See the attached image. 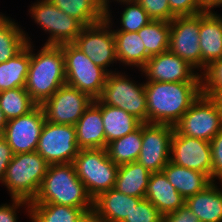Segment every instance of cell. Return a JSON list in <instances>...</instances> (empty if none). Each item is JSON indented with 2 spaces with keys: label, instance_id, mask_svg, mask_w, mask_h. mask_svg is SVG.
I'll use <instances>...</instances> for the list:
<instances>
[{
  "label": "cell",
  "instance_id": "29",
  "mask_svg": "<svg viewBox=\"0 0 222 222\" xmlns=\"http://www.w3.org/2000/svg\"><path fill=\"white\" fill-rule=\"evenodd\" d=\"M61 11L79 20L84 26L94 25L105 19L102 0H50Z\"/></svg>",
  "mask_w": 222,
  "mask_h": 222
},
{
  "label": "cell",
  "instance_id": "2",
  "mask_svg": "<svg viewBox=\"0 0 222 222\" xmlns=\"http://www.w3.org/2000/svg\"><path fill=\"white\" fill-rule=\"evenodd\" d=\"M30 42V63L24 88L41 105L60 87L66 85L64 55L61 45H43L35 53Z\"/></svg>",
  "mask_w": 222,
  "mask_h": 222
},
{
  "label": "cell",
  "instance_id": "42",
  "mask_svg": "<svg viewBox=\"0 0 222 222\" xmlns=\"http://www.w3.org/2000/svg\"><path fill=\"white\" fill-rule=\"evenodd\" d=\"M13 152L5 138L0 135V183L2 184L7 167L13 158Z\"/></svg>",
  "mask_w": 222,
  "mask_h": 222
},
{
  "label": "cell",
  "instance_id": "12",
  "mask_svg": "<svg viewBox=\"0 0 222 222\" xmlns=\"http://www.w3.org/2000/svg\"><path fill=\"white\" fill-rule=\"evenodd\" d=\"M93 101L87 93L64 85L40 106L47 121L74 126Z\"/></svg>",
  "mask_w": 222,
  "mask_h": 222
},
{
  "label": "cell",
  "instance_id": "31",
  "mask_svg": "<svg viewBox=\"0 0 222 222\" xmlns=\"http://www.w3.org/2000/svg\"><path fill=\"white\" fill-rule=\"evenodd\" d=\"M83 212L82 208L52 203H30L31 222H76Z\"/></svg>",
  "mask_w": 222,
  "mask_h": 222
},
{
  "label": "cell",
  "instance_id": "18",
  "mask_svg": "<svg viewBox=\"0 0 222 222\" xmlns=\"http://www.w3.org/2000/svg\"><path fill=\"white\" fill-rule=\"evenodd\" d=\"M199 46L201 72L212 61L222 58V16L215 11L200 13Z\"/></svg>",
  "mask_w": 222,
  "mask_h": 222
},
{
  "label": "cell",
  "instance_id": "37",
  "mask_svg": "<svg viewBox=\"0 0 222 222\" xmlns=\"http://www.w3.org/2000/svg\"><path fill=\"white\" fill-rule=\"evenodd\" d=\"M151 20L172 21L176 16L171 12L168 0H136Z\"/></svg>",
  "mask_w": 222,
  "mask_h": 222
},
{
  "label": "cell",
  "instance_id": "41",
  "mask_svg": "<svg viewBox=\"0 0 222 222\" xmlns=\"http://www.w3.org/2000/svg\"><path fill=\"white\" fill-rule=\"evenodd\" d=\"M162 222H201V221L185 204L175 212L162 215Z\"/></svg>",
  "mask_w": 222,
  "mask_h": 222
},
{
  "label": "cell",
  "instance_id": "9",
  "mask_svg": "<svg viewBox=\"0 0 222 222\" xmlns=\"http://www.w3.org/2000/svg\"><path fill=\"white\" fill-rule=\"evenodd\" d=\"M179 135L210 142L222 130V101L200 95L174 126Z\"/></svg>",
  "mask_w": 222,
  "mask_h": 222
},
{
  "label": "cell",
  "instance_id": "1",
  "mask_svg": "<svg viewBox=\"0 0 222 222\" xmlns=\"http://www.w3.org/2000/svg\"><path fill=\"white\" fill-rule=\"evenodd\" d=\"M147 123L175 126L199 98L201 82H145Z\"/></svg>",
  "mask_w": 222,
  "mask_h": 222
},
{
  "label": "cell",
  "instance_id": "28",
  "mask_svg": "<svg viewBox=\"0 0 222 222\" xmlns=\"http://www.w3.org/2000/svg\"><path fill=\"white\" fill-rule=\"evenodd\" d=\"M31 40L18 22L3 13L0 17V63L13 58Z\"/></svg>",
  "mask_w": 222,
  "mask_h": 222
},
{
  "label": "cell",
  "instance_id": "36",
  "mask_svg": "<svg viewBox=\"0 0 222 222\" xmlns=\"http://www.w3.org/2000/svg\"><path fill=\"white\" fill-rule=\"evenodd\" d=\"M122 222H162V214L151 202L143 198L133 206L129 216Z\"/></svg>",
  "mask_w": 222,
  "mask_h": 222
},
{
  "label": "cell",
  "instance_id": "6",
  "mask_svg": "<svg viewBox=\"0 0 222 222\" xmlns=\"http://www.w3.org/2000/svg\"><path fill=\"white\" fill-rule=\"evenodd\" d=\"M121 71L109 73L100 96L102 104L125 110L142 123H147V97L145 84L130 80Z\"/></svg>",
  "mask_w": 222,
  "mask_h": 222
},
{
  "label": "cell",
  "instance_id": "5",
  "mask_svg": "<svg viewBox=\"0 0 222 222\" xmlns=\"http://www.w3.org/2000/svg\"><path fill=\"white\" fill-rule=\"evenodd\" d=\"M72 164L92 199L115 187L119 165L110 160L106 149H80Z\"/></svg>",
  "mask_w": 222,
  "mask_h": 222
},
{
  "label": "cell",
  "instance_id": "45",
  "mask_svg": "<svg viewBox=\"0 0 222 222\" xmlns=\"http://www.w3.org/2000/svg\"><path fill=\"white\" fill-rule=\"evenodd\" d=\"M7 122L8 120L6 119L3 111L0 109V135H3Z\"/></svg>",
  "mask_w": 222,
  "mask_h": 222
},
{
  "label": "cell",
  "instance_id": "23",
  "mask_svg": "<svg viewBox=\"0 0 222 222\" xmlns=\"http://www.w3.org/2000/svg\"><path fill=\"white\" fill-rule=\"evenodd\" d=\"M162 171L177 192L185 199L201 192L213 182L205 173L178 166L171 161Z\"/></svg>",
  "mask_w": 222,
  "mask_h": 222
},
{
  "label": "cell",
  "instance_id": "22",
  "mask_svg": "<svg viewBox=\"0 0 222 222\" xmlns=\"http://www.w3.org/2000/svg\"><path fill=\"white\" fill-rule=\"evenodd\" d=\"M217 184L220 183L213 181L185 201L186 206L201 222H222V189Z\"/></svg>",
  "mask_w": 222,
  "mask_h": 222
},
{
  "label": "cell",
  "instance_id": "30",
  "mask_svg": "<svg viewBox=\"0 0 222 222\" xmlns=\"http://www.w3.org/2000/svg\"><path fill=\"white\" fill-rule=\"evenodd\" d=\"M142 147V124L133 132L107 145V153L116 165L136 162Z\"/></svg>",
  "mask_w": 222,
  "mask_h": 222
},
{
  "label": "cell",
  "instance_id": "38",
  "mask_svg": "<svg viewBox=\"0 0 222 222\" xmlns=\"http://www.w3.org/2000/svg\"><path fill=\"white\" fill-rule=\"evenodd\" d=\"M171 12L177 16H192L205 10L201 0H168Z\"/></svg>",
  "mask_w": 222,
  "mask_h": 222
},
{
  "label": "cell",
  "instance_id": "4",
  "mask_svg": "<svg viewBox=\"0 0 222 222\" xmlns=\"http://www.w3.org/2000/svg\"><path fill=\"white\" fill-rule=\"evenodd\" d=\"M48 166L49 164L36 151L13 155L2 182L11 199L33 201L39 192Z\"/></svg>",
  "mask_w": 222,
  "mask_h": 222
},
{
  "label": "cell",
  "instance_id": "33",
  "mask_svg": "<svg viewBox=\"0 0 222 222\" xmlns=\"http://www.w3.org/2000/svg\"><path fill=\"white\" fill-rule=\"evenodd\" d=\"M36 106L24 87L0 91V109L7 120L26 115Z\"/></svg>",
  "mask_w": 222,
  "mask_h": 222
},
{
  "label": "cell",
  "instance_id": "24",
  "mask_svg": "<svg viewBox=\"0 0 222 222\" xmlns=\"http://www.w3.org/2000/svg\"><path fill=\"white\" fill-rule=\"evenodd\" d=\"M113 34L119 63L128 67L135 66L140 71L150 56L138 32L113 31Z\"/></svg>",
  "mask_w": 222,
  "mask_h": 222
},
{
  "label": "cell",
  "instance_id": "25",
  "mask_svg": "<svg viewBox=\"0 0 222 222\" xmlns=\"http://www.w3.org/2000/svg\"><path fill=\"white\" fill-rule=\"evenodd\" d=\"M151 172L136 162L119 165L115 187L118 192L145 198Z\"/></svg>",
  "mask_w": 222,
  "mask_h": 222
},
{
  "label": "cell",
  "instance_id": "43",
  "mask_svg": "<svg viewBox=\"0 0 222 222\" xmlns=\"http://www.w3.org/2000/svg\"><path fill=\"white\" fill-rule=\"evenodd\" d=\"M76 222H107V221L101 218L94 209H90L88 211H84L80 215V217L76 220Z\"/></svg>",
  "mask_w": 222,
  "mask_h": 222
},
{
  "label": "cell",
  "instance_id": "3",
  "mask_svg": "<svg viewBox=\"0 0 222 222\" xmlns=\"http://www.w3.org/2000/svg\"><path fill=\"white\" fill-rule=\"evenodd\" d=\"M30 203H52L84 211L93 209V199L72 163L49 165L39 192Z\"/></svg>",
  "mask_w": 222,
  "mask_h": 222
},
{
  "label": "cell",
  "instance_id": "7",
  "mask_svg": "<svg viewBox=\"0 0 222 222\" xmlns=\"http://www.w3.org/2000/svg\"><path fill=\"white\" fill-rule=\"evenodd\" d=\"M110 5L105 6V19L94 25L85 26L76 37L73 44L80 49L95 65L105 69L108 73L116 72L108 67L117 63L115 36L112 31L113 18Z\"/></svg>",
  "mask_w": 222,
  "mask_h": 222
},
{
  "label": "cell",
  "instance_id": "16",
  "mask_svg": "<svg viewBox=\"0 0 222 222\" xmlns=\"http://www.w3.org/2000/svg\"><path fill=\"white\" fill-rule=\"evenodd\" d=\"M169 50L150 57L140 70L146 82H201L200 73Z\"/></svg>",
  "mask_w": 222,
  "mask_h": 222
},
{
  "label": "cell",
  "instance_id": "15",
  "mask_svg": "<svg viewBox=\"0 0 222 222\" xmlns=\"http://www.w3.org/2000/svg\"><path fill=\"white\" fill-rule=\"evenodd\" d=\"M45 121L40 105L26 115L8 120L2 136L14 155L36 151Z\"/></svg>",
  "mask_w": 222,
  "mask_h": 222
},
{
  "label": "cell",
  "instance_id": "39",
  "mask_svg": "<svg viewBox=\"0 0 222 222\" xmlns=\"http://www.w3.org/2000/svg\"><path fill=\"white\" fill-rule=\"evenodd\" d=\"M212 168L211 180L222 182V130L210 141Z\"/></svg>",
  "mask_w": 222,
  "mask_h": 222
},
{
  "label": "cell",
  "instance_id": "10",
  "mask_svg": "<svg viewBox=\"0 0 222 222\" xmlns=\"http://www.w3.org/2000/svg\"><path fill=\"white\" fill-rule=\"evenodd\" d=\"M37 1L31 5L28 11L35 21L34 23H37L45 33L49 34L44 44L73 43L85 26L79 20L61 11L50 0Z\"/></svg>",
  "mask_w": 222,
  "mask_h": 222
},
{
  "label": "cell",
  "instance_id": "21",
  "mask_svg": "<svg viewBox=\"0 0 222 222\" xmlns=\"http://www.w3.org/2000/svg\"><path fill=\"white\" fill-rule=\"evenodd\" d=\"M141 199L112 188L93 199V209L107 222H122Z\"/></svg>",
  "mask_w": 222,
  "mask_h": 222
},
{
  "label": "cell",
  "instance_id": "40",
  "mask_svg": "<svg viewBox=\"0 0 222 222\" xmlns=\"http://www.w3.org/2000/svg\"><path fill=\"white\" fill-rule=\"evenodd\" d=\"M11 201L12 203L9 204L4 203L0 205V222H17L18 221L17 213H19L18 209L22 208L23 206H24L23 208L26 210L25 212L28 214L27 216H29L30 218L29 201L18 198H12Z\"/></svg>",
  "mask_w": 222,
  "mask_h": 222
},
{
  "label": "cell",
  "instance_id": "27",
  "mask_svg": "<svg viewBox=\"0 0 222 222\" xmlns=\"http://www.w3.org/2000/svg\"><path fill=\"white\" fill-rule=\"evenodd\" d=\"M30 63V42L13 58L0 63V91L24 87Z\"/></svg>",
  "mask_w": 222,
  "mask_h": 222
},
{
  "label": "cell",
  "instance_id": "20",
  "mask_svg": "<svg viewBox=\"0 0 222 222\" xmlns=\"http://www.w3.org/2000/svg\"><path fill=\"white\" fill-rule=\"evenodd\" d=\"M145 198L162 214L177 211L185 205L186 199L177 192L163 171L150 175Z\"/></svg>",
  "mask_w": 222,
  "mask_h": 222
},
{
  "label": "cell",
  "instance_id": "19",
  "mask_svg": "<svg viewBox=\"0 0 222 222\" xmlns=\"http://www.w3.org/2000/svg\"><path fill=\"white\" fill-rule=\"evenodd\" d=\"M79 149H106L101 102L95 99L74 125Z\"/></svg>",
  "mask_w": 222,
  "mask_h": 222
},
{
  "label": "cell",
  "instance_id": "44",
  "mask_svg": "<svg viewBox=\"0 0 222 222\" xmlns=\"http://www.w3.org/2000/svg\"><path fill=\"white\" fill-rule=\"evenodd\" d=\"M201 2L206 11H212V9L222 5V0H201Z\"/></svg>",
  "mask_w": 222,
  "mask_h": 222
},
{
  "label": "cell",
  "instance_id": "14",
  "mask_svg": "<svg viewBox=\"0 0 222 222\" xmlns=\"http://www.w3.org/2000/svg\"><path fill=\"white\" fill-rule=\"evenodd\" d=\"M200 14L177 16L170 21L169 51L201 73Z\"/></svg>",
  "mask_w": 222,
  "mask_h": 222
},
{
  "label": "cell",
  "instance_id": "46",
  "mask_svg": "<svg viewBox=\"0 0 222 222\" xmlns=\"http://www.w3.org/2000/svg\"><path fill=\"white\" fill-rule=\"evenodd\" d=\"M113 1V0H112ZM112 1L110 0H102L103 4L106 6L107 4L111 3Z\"/></svg>",
  "mask_w": 222,
  "mask_h": 222
},
{
  "label": "cell",
  "instance_id": "34",
  "mask_svg": "<svg viewBox=\"0 0 222 222\" xmlns=\"http://www.w3.org/2000/svg\"><path fill=\"white\" fill-rule=\"evenodd\" d=\"M114 1L126 6L120 15V28L112 29V31L138 32L151 21L148 14L136 0Z\"/></svg>",
  "mask_w": 222,
  "mask_h": 222
},
{
  "label": "cell",
  "instance_id": "11",
  "mask_svg": "<svg viewBox=\"0 0 222 222\" xmlns=\"http://www.w3.org/2000/svg\"><path fill=\"white\" fill-rule=\"evenodd\" d=\"M79 150L75 126L45 121L36 152L49 165L72 163Z\"/></svg>",
  "mask_w": 222,
  "mask_h": 222
},
{
  "label": "cell",
  "instance_id": "8",
  "mask_svg": "<svg viewBox=\"0 0 222 222\" xmlns=\"http://www.w3.org/2000/svg\"><path fill=\"white\" fill-rule=\"evenodd\" d=\"M64 55L66 85L87 93L92 99H97L108 76V72L95 65L73 43L61 45Z\"/></svg>",
  "mask_w": 222,
  "mask_h": 222
},
{
  "label": "cell",
  "instance_id": "13",
  "mask_svg": "<svg viewBox=\"0 0 222 222\" xmlns=\"http://www.w3.org/2000/svg\"><path fill=\"white\" fill-rule=\"evenodd\" d=\"M174 126L142 123V147L137 162L151 173L162 171L170 161Z\"/></svg>",
  "mask_w": 222,
  "mask_h": 222
},
{
  "label": "cell",
  "instance_id": "17",
  "mask_svg": "<svg viewBox=\"0 0 222 222\" xmlns=\"http://www.w3.org/2000/svg\"><path fill=\"white\" fill-rule=\"evenodd\" d=\"M170 161L178 166L205 173L211 179L212 156L208 141L179 135L174 130Z\"/></svg>",
  "mask_w": 222,
  "mask_h": 222
},
{
  "label": "cell",
  "instance_id": "26",
  "mask_svg": "<svg viewBox=\"0 0 222 222\" xmlns=\"http://www.w3.org/2000/svg\"><path fill=\"white\" fill-rule=\"evenodd\" d=\"M101 115L107 145L136 130L142 122L125 110L101 103Z\"/></svg>",
  "mask_w": 222,
  "mask_h": 222
},
{
  "label": "cell",
  "instance_id": "35",
  "mask_svg": "<svg viewBox=\"0 0 222 222\" xmlns=\"http://www.w3.org/2000/svg\"><path fill=\"white\" fill-rule=\"evenodd\" d=\"M201 93L208 98H222V58L210 62L200 74Z\"/></svg>",
  "mask_w": 222,
  "mask_h": 222
},
{
  "label": "cell",
  "instance_id": "32",
  "mask_svg": "<svg viewBox=\"0 0 222 222\" xmlns=\"http://www.w3.org/2000/svg\"><path fill=\"white\" fill-rule=\"evenodd\" d=\"M147 54L152 57L169 49L170 22L151 20L138 31Z\"/></svg>",
  "mask_w": 222,
  "mask_h": 222
}]
</instances>
